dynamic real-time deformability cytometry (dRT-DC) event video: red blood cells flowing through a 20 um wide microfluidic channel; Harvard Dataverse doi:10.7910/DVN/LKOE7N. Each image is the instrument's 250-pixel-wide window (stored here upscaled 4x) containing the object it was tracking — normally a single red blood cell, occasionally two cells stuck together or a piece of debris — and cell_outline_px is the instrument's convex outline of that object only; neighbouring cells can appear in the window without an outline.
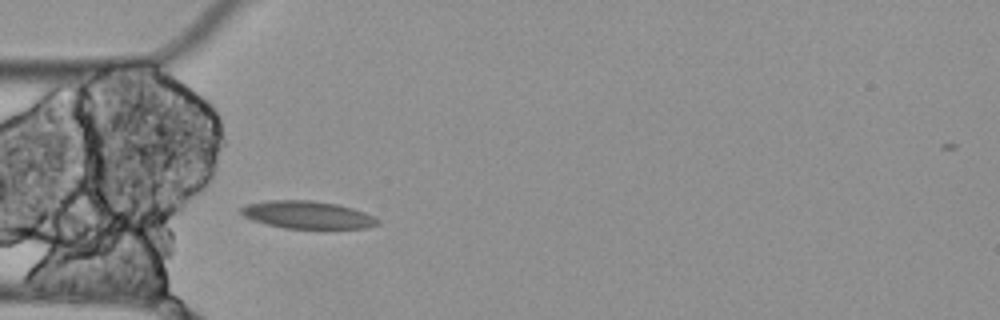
{"species": "Egyptian fruit bat (a non-hibernating species)", "species_latin": "Rousettus aegyptiacus", "temperature_condition": "cold", "stored_images_in_passage": 4, "camera_frame_rate_fps": 3000, "um_per_image_px": 0.085, "animal": {"sex": "female"}, "frame": {"image": 1, "passage_image": 4, "time_ms": 1.0, "image_size_px": [1000, 320], "cell_outline_px": [[380, 224], [364, 228], [284, 228], [252, 220], [244, 216], [240, 212], [240, 208], [244, 204], [268, 200], [312, 200], [336, 204], [352, 208], [364, 212], [380, 220]], "centroid_in_image_um": [26.1, 18.25], "position_along_channel_um": 58.9, "area_um2": 21.91}}